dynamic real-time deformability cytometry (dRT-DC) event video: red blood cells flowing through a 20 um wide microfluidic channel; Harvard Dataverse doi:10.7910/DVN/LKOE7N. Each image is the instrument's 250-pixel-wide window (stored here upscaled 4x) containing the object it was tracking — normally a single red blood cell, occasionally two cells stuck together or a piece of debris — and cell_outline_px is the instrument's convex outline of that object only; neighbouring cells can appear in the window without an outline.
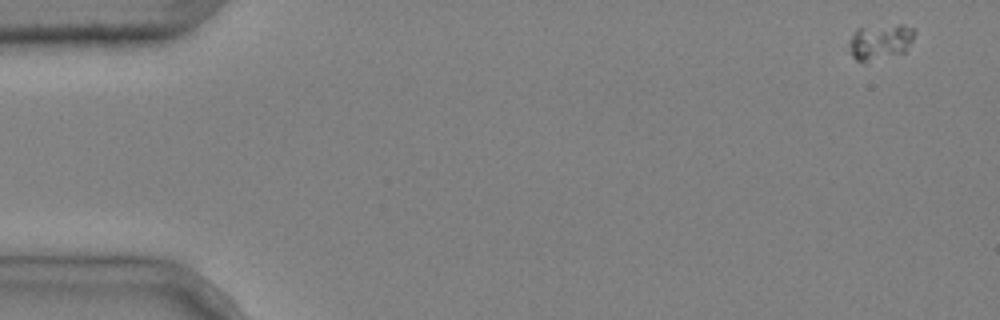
{"species": "common noctule bat (a hibernating species)", "species_latin": "Nyctalus noctula", "temperature_condition": "cold", "stored_images_in_passage": 5, "camera_frame_rate_fps": 3000, "um_per_image_px": 0.085, "animal": {"sex": "male", "body_mass_g": 20.4}, "frame": {"image": 1, "passage_image": 1, "time_ms": 0.0, "image_size_px": [1000, 320], "cell_outline_px": [[916, 32], [912, 40], [904, 52], [864, 64], [856, 60], [852, 56], [848, 44], [848, 40], [856, 28], [900, 24], [912, 28]], "centroid_in_image_um": [74.77, 3.57], "position_along_channel_um": 10.2, "area_um2": 13.81}}